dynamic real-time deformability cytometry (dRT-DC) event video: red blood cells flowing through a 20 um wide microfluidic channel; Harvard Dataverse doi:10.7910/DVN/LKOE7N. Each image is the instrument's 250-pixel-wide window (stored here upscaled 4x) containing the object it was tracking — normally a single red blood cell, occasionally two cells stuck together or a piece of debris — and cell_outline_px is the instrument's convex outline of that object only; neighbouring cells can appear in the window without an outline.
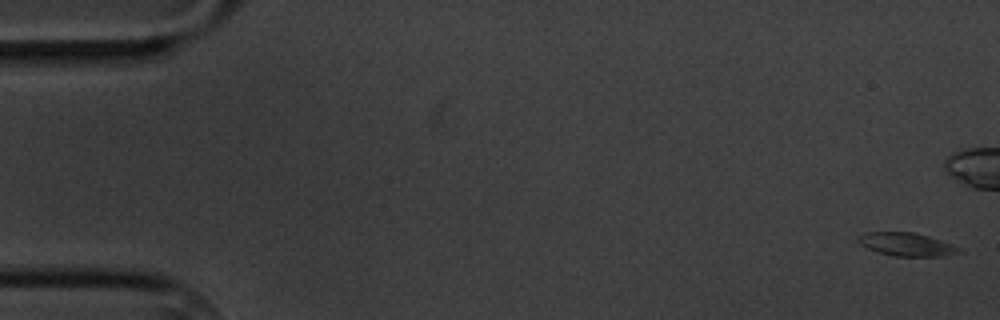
{"species": "common noctule bat (a hibernating species)", "species_latin": "Nyctalus noctula", "temperature_condition": "cold", "stored_images_in_passage": 7, "camera_frame_rate_fps": 3000, "um_per_image_px": 0.085, "animal": {"sex": "male", "body_mass_g": 20.1, "forearm_length_mm": 53.5}, "frame": {"image": 1, "passage_image": 1, "time_ms": 0.0, "image_size_px": [1000, 320], "cell_outline_px": [[964, 252], [940, 256], [896, 256], [876, 252], [860, 244], [856, 240], [856, 236], [864, 232], [912, 232], [928, 236], [952, 244], [960, 248]], "centroid_in_image_um": [77.02, 20.76], "position_along_channel_um": 8.0, "area_um2": 13.7}}